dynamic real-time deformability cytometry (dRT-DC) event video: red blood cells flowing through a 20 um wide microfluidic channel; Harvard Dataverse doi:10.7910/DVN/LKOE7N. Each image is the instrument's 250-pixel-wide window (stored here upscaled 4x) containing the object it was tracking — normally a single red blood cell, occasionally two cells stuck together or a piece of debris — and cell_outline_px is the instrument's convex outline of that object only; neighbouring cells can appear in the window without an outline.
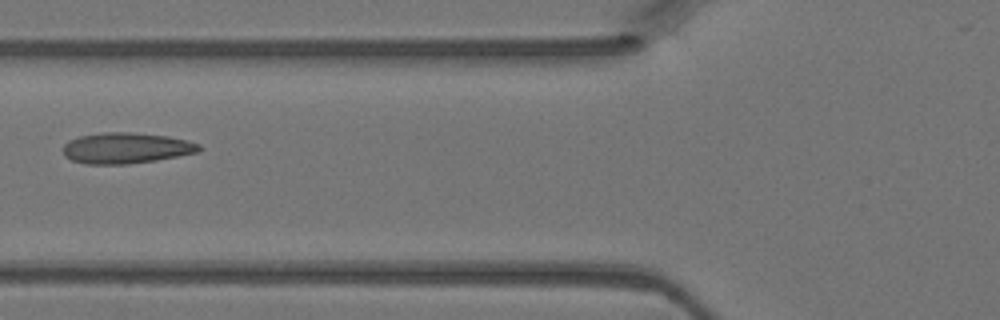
{"species": "Egyptian fruit bat (a non-hibernating species)", "species_latin": "Rousettus aegyptiacus", "temperature_condition": "warm", "stored_images_in_passage": 5, "camera_frame_rate_fps": 3000, "um_per_image_px": 0.085, "animal": {"sex": "female"}, "frame": {"image": 1, "passage_image": 5, "time_ms": 1.333, "image_size_px": [1000, 320], "cell_outline_px": [[200, 152], [156, 160], [128, 164], [88, 164], [72, 160], [64, 156], [64, 144], [68, 140], [80, 136], [104, 132], [128, 132], [168, 136], [188, 140], [200, 144]], "centroid_in_image_um": [10.73, 12.58], "position_along_channel_um": 115.1, "area_um2": 24.45}}